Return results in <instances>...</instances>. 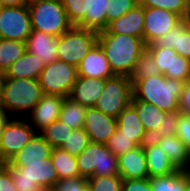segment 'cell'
Segmentation results:
<instances>
[{"mask_svg": "<svg viewBox=\"0 0 190 191\" xmlns=\"http://www.w3.org/2000/svg\"><path fill=\"white\" fill-rule=\"evenodd\" d=\"M131 104L135 107L143 127L150 137L163 121L164 114L160 108L146 101L137 100L132 96Z\"/></svg>", "mask_w": 190, "mask_h": 191, "instance_id": "484cf974", "label": "cell"}, {"mask_svg": "<svg viewBox=\"0 0 190 191\" xmlns=\"http://www.w3.org/2000/svg\"><path fill=\"white\" fill-rule=\"evenodd\" d=\"M117 129L138 145H143L150 137L147 135L135 107L130 103L117 116Z\"/></svg>", "mask_w": 190, "mask_h": 191, "instance_id": "603a6c76", "label": "cell"}, {"mask_svg": "<svg viewBox=\"0 0 190 191\" xmlns=\"http://www.w3.org/2000/svg\"><path fill=\"white\" fill-rule=\"evenodd\" d=\"M157 47L174 49L190 60V25L188 18L182 19L170 32L153 42Z\"/></svg>", "mask_w": 190, "mask_h": 191, "instance_id": "44dd1931", "label": "cell"}, {"mask_svg": "<svg viewBox=\"0 0 190 191\" xmlns=\"http://www.w3.org/2000/svg\"><path fill=\"white\" fill-rule=\"evenodd\" d=\"M27 5L32 30L59 37L73 26L61 0L31 2Z\"/></svg>", "mask_w": 190, "mask_h": 191, "instance_id": "277c9868", "label": "cell"}, {"mask_svg": "<svg viewBox=\"0 0 190 191\" xmlns=\"http://www.w3.org/2000/svg\"><path fill=\"white\" fill-rule=\"evenodd\" d=\"M152 191H187L189 181L182 169L175 172L149 178Z\"/></svg>", "mask_w": 190, "mask_h": 191, "instance_id": "f1b7e54d", "label": "cell"}, {"mask_svg": "<svg viewBox=\"0 0 190 191\" xmlns=\"http://www.w3.org/2000/svg\"><path fill=\"white\" fill-rule=\"evenodd\" d=\"M122 182L119 175L92 176L87 179L89 191H122Z\"/></svg>", "mask_w": 190, "mask_h": 191, "instance_id": "8d00e7d4", "label": "cell"}, {"mask_svg": "<svg viewBox=\"0 0 190 191\" xmlns=\"http://www.w3.org/2000/svg\"><path fill=\"white\" fill-rule=\"evenodd\" d=\"M0 191H17L10 170L6 166L0 171Z\"/></svg>", "mask_w": 190, "mask_h": 191, "instance_id": "bcb514c9", "label": "cell"}, {"mask_svg": "<svg viewBox=\"0 0 190 191\" xmlns=\"http://www.w3.org/2000/svg\"><path fill=\"white\" fill-rule=\"evenodd\" d=\"M51 159L59 179H67L80 175L76 156L69 152L61 148H53Z\"/></svg>", "mask_w": 190, "mask_h": 191, "instance_id": "4dcf8cb0", "label": "cell"}, {"mask_svg": "<svg viewBox=\"0 0 190 191\" xmlns=\"http://www.w3.org/2000/svg\"><path fill=\"white\" fill-rule=\"evenodd\" d=\"M117 129V119L94 107L87 108L84 130L91 142L106 144Z\"/></svg>", "mask_w": 190, "mask_h": 191, "instance_id": "5bb4252c", "label": "cell"}, {"mask_svg": "<svg viewBox=\"0 0 190 191\" xmlns=\"http://www.w3.org/2000/svg\"><path fill=\"white\" fill-rule=\"evenodd\" d=\"M28 3H31V2H38V1H47V0H27Z\"/></svg>", "mask_w": 190, "mask_h": 191, "instance_id": "11a10c76", "label": "cell"}, {"mask_svg": "<svg viewBox=\"0 0 190 191\" xmlns=\"http://www.w3.org/2000/svg\"><path fill=\"white\" fill-rule=\"evenodd\" d=\"M109 0H89V13L78 25L80 28L92 30L97 33L106 29V12Z\"/></svg>", "mask_w": 190, "mask_h": 191, "instance_id": "83f0119b", "label": "cell"}, {"mask_svg": "<svg viewBox=\"0 0 190 191\" xmlns=\"http://www.w3.org/2000/svg\"><path fill=\"white\" fill-rule=\"evenodd\" d=\"M183 172L188 177L189 185H190V165H186V167L183 169Z\"/></svg>", "mask_w": 190, "mask_h": 191, "instance_id": "816d5d0a", "label": "cell"}, {"mask_svg": "<svg viewBox=\"0 0 190 191\" xmlns=\"http://www.w3.org/2000/svg\"><path fill=\"white\" fill-rule=\"evenodd\" d=\"M6 112L0 107V138L2 135L3 128L8 120Z\"/></svg>", "mask_w": 190, "mask_h": 191, "instance_id": "681fc988", "label": "cell"}, {"mask_svg": "<svg viewBox=\"0 0 190 191\" xmlns=\"http://www.w3.org/2000/svg\"><path fill=\"white\" fill-rule=\"evenodd\" d=\"M145 155L149 178L164 176L177 170L174 164L168 159L167 154L154 140L148 139L142 145Z\"/></svg>", "mask_w": 190, "mask_h": 191, "instance_id": "7402d4cb", "label": "cell"}, {"mask_svg": "<svg viewBox=\"0 0 190 191\" xmlns=\"http://www.w3.org/2000/svg\"><path fill=\"white\" fill-rule=\"evenodd\" d=\"M78 76L107 79L114 76L102 48L96 44L77 67Z\"/></svg>", "mask_w": 190, "mask_h": 191, "instance_id": "d6986e66", "label": "cell"}, {"mask_svg": "<svg viewBox=\"0 0 190 191\" xmlns=\"http://www.w3.org/2000/svg\"><path fill=\"white\" fill-rule=\"evenodd\" d=\"M86 112L87 108L84 105L65 97L61 106L59 120L73 130L84 128Z\"/></svg>", "mask_w": 190, "mask_h": 191, "instance_id": "f546056e", "label": "cell"}, {"mask_svg": "<svg viewBox=\"0 0 190 191\" xmlns=\"http://www.w3.org/2000/svg\"><path fill=\"white\" fill-rule=\"evenodd\" d=\"M44 95L38 80L4 78L0 107L6 112L32 110Z\"/></svg>", "mask_w": 190, "mask_h": 191, "instance_id": "3957f363", "label": "cell"}, {"mask_svg": "<svg viewBox=\"0 0 190 191\" xmlns=\"http://www.w3.org/2000/svg\"><path fill=\"white\" fill-rule=\"evenodd\" d=\"M146 49L151 53L160 72L167 78L188 82L190 76V60L179 55L174 49L157 47L148 44Z\"/></svg>", "mask_w": 190, "mask_h": 191, "instance_id": "8fae6325", "label": "cell"}, {"mask_svg": "<svg viewBox=\"0 0 190 191\" xmlns=\"http://www.w3.org/2000/svg\"><path fill=\"white\" fill-rule=\"evenodd\" d=\"M76 159L80 176L84 178L119 175L118 157L105 144L90 142Z\"/></svg>", "mask_w": 190, "mask_h": 191, "instance_id": "5b68a950", "label": "cell"}, {"mask_svg": "<svg viewBox=\"0 0 190 191\" xmlns=\"http://www.w3.org/2000/svg\"><path fill=\"white\" fill-rule=\"evenodd\" d=\"M175 135L187 148H190V114L181 113L179 111Z\"/></svg>", "mask_w": 190, "mask_h": 191, "instance_id": "7bdbcfd3", "label": "cell"}, {"mask_svg": "<svg viewBox=\"0 0 190 191\" xmlns=\"http://www.w3.org/2000/svg\"><path fill=\"white\" fill-rule=\"evenodd\" d=\"M187 165H190V148H188Z\"/></svg>", "mask_w": 190, "mask_h": 191, "instance_id": "f5cc1de1", "label": "cell"}, {"mask_svg": "<svg viewBox=\"0 0 190 191\" xmlns=\"http://www.w3.org/2000/svg\"><path fill=\"white\" fill-rule=\"evenodd\" d=\"M97 44L114 75L130 77L138 57L146 50L144 39L124 34L98 33Z\"/></svg>", "mask_w": 190, "mask_h": 191, "instance_id": "6da1fadb", "label": "cell"}, {"mask_svg": "<svg viewBox=\"0 0 190 191\" xmlns=\"http://www.w3.org/2000/svg\"><path fill=\"white\" fill-rule=\"evenodd\" d=\"M72 130L58 119L45 127L39 134L52 148H59Z\"/></svg>", "mask_w": 190, "mask_h": 191, "instance_id": "836d02e7", "label": "cell"}, {"mask_svg": "<svg viewBox=\"0 0 190 191\" xmlns=\"http://www.w3.org/2000/svg\"><path fill=\"white\" fill-rule=\"evenodd\" d=\"M37 132L23 120H7L0 138V162L9 161Z\"/></svg>", "mask_w": 190, "mask_h": 191, "instance_id": "30bf717a", "label": "cell"}, {"mask_svg": "<svg viewBox=\"0 0 190 191\" xmlns=\"http://www.w3.org/2000/svg\"><path fill=\"white\" fill-rule=\"evenodd\" d=\"M104 85V79L78 76L72 86L69 98L86 108L94 107L103 92Z\"/></svg>", "mask_w": 190, "mask_h": 191, "instance_id": "2e32d148", "label": "cell"}, {"mask_svg": "<svg viewBox=\"0 0 190 191\" xmlns=\"http://www.w3.org/2000/svg\"><path fill=\"white\" fill-rule=\"evenodd\" d=\"M105 145L108 150L117 157L138 147L132 138L126 137L118 129H116L115 133L108 139Z\"/></svg>", "mask_w": 190, "mask_h": 191, "instance_id": "f35d334b", "label": "cell"}, {"mask_svg": "<svg viewBox=\"0 0 190 191\" xmlns=\"http://www.w3.org/2000/svg\"><path fill=\"white\" fill-rule=\"evenodd\" d=\"M5 167V163L4 162H0V171Z\"/></svg>", "mask_w": 190, "mask_h": 191, "instance_id": "db71d44e", "label": "cell"}, {"mask_svg": "<svg viewBox=\"0 0 190 191\" xmlns=\"http://www.w3.org/2000/svg\"><path fill=\"white\" fill-rule=\"evenodd\" d=\"M32 31L28 5L0 6V38L26 42Z\"/></svg>", "mask_w": 190, "mask_h": 191, "instance_id": "9c48e42d", "label": "cell"}, {"mask_svg": "<svg viewBox=\"0 0 190 191\" xmlns=\"http://www.w3.org/2000/svg\"><path fill=\"white\" fill-rule=\"evenodd\" d=\"M11 175L27 176L45 191H50L59 180L51 157L35 162H5Z\"/></svg>", "mask_w": 190, "mask_h": 191, "instance_id": "7c38bea8", "label": "cell"}, {"mask_svg": "<svg viewBox=\"0 0 190 191\" xmlns=\"http://www.w3.org/2000/svg\"><path fill=\"white\" fill-rule=\"evenodd\" d=\"M144 19V42L146 45L170 32L182 20L176 13L153 7H144Z\"/></svg>", "mask_w": 190, "mask_h": 191, "instance_id": "4fadbf2b", "label": "cell"}, {"mask_svg": "<svg viewBox=\"0 0 190 191\" xmlns=\"http://www.w3.org/2000/svg\"><path fill=\"white\" fill-rule=\"evenodd\" d=\"M162 74L151 53L146 49L137 59L135 67L129 77L132 85L142 78H150Z\"/></svg>", "mask_w": 190, "mask_h": 191, "instance_id": "d6a6232c", "label": "cell"}, {"mask_svg": "<svg viewBox=\"0 0 190 191\" xmlns=\"http://www.w3.org/2000/svg\"><path fill=\"white\" fill-rule=\"evenodd\" d=\"M167 154L168 159L177 169H184L187 165L188 148L176 136H165L154 140Z\"/></svg>", "mask_w": 190, "mask_h": 191, "instance_id": "4316f807", "label": "cell"}, {"mask_svg": "<svg viewBox=\"0 0 190 191\" xmlns=\"http://www.w3.org/2000/svg\"><path fill=\"white\" fill-rule=\"evenodd\" d=\"M5 74L0 72V98L2 95L3 83H4Z\"/></svg>", "mask_w": 190, "mask_h": 191, "instance_id": "f907efd6", "label": "cell"}, {"mask_svg": "<svg viewBox=\"0 0 190 191\" xmlns=\"http://www.w3.org/2000/svg\"><path fill=\"white\" fill-rule=\"evenodd\" d=\"M179 111L181 113L190 114V83L184 84L179 100Z\"/></svg>", "mask_w": 190, "mask_h": 191, "instance_id": "7dc6e473", "label": "cell"}, {"mask_svg": "<svg viewBox=\"0 0 190 191\" xmlns=\"http://www.w3.org/2000/svg\"><path fill=\"white\" fill-rule=\"evenodd\" d=\"M25 52V42L0 38V72L5 73Z\"/></svg>", "mask_w": 190, "mask_h": 191, "instance_id": "1f68e13d", "label": "cell"}, {"mask_svg": "<svg viewBox=\"0 0 190 191\" xmlns=\"http://www.w3.org/2000/svg\"><path fill=\"white\" fill-rule=\"evenodd\" d=\"M61 95H46L44 94L40 101L31 110V119L35 127L42 131L52 122L59 119L61 106L64 100Z\"/></svg>", "mask_w": 190, "mask_h": 191, "instance_id": "ac0fdd59", "label": "cell"}, {"mask_svg": "<svg viewBox=\"0 0 190 191\" xmlns=\"http://www.w3.org/2000/svg\"><path fill=\"white\" fill-rule=\"evenodd\" d=\"M50 191H89L87 178L82 176L59 179Z\"/></svg>", "mask_w": 190, "mask_h": 191, "instance_id": "b9f144b4", "label": "cell"}, {"mask_svg": "<svg viewBox=\"0 0 190 191\" xmlns=\"http://www.w3.org/2000/svg\"><path fill=\"white\" fill-rule=\"evenodd\" d=\"M179 111L166 112L163 121L155 132L150 136L151 140L165 136H173L176 133Z\"/></svg>", "mask_w": 190, "mask_h": 191, "instance_id": "ab89813d", "label": "cell"}, {"mask_svg": "<svg viewBox=\"0 0 190 191\" xmlns=\"http://www.w3.org/2000/svg\"><path fill=\"white\" fill-rule=\"evenodd\" d=\"M77 77V67L64 61L54 60L41 71L38 82L46 95L69 97Z\"/></svg>", "mask_w": 190, "mask_h": 191, "instance_id": "ba28073f", "label": "cell"}, {"mask_svg": "<svg viewBox=\"0 0 190 191\" xmlns=\"http://www.w3.org/2000/svg\"><path fill=\"white\" fill-rule=\"evenodd\" d=\"M143 7L161 8L178 14L182 19L188 18V0H138Z\"/></svg>", "mask_w": 190, "mask_h": 191, "instance_id": "e575fe53", "label": "cell"}, {"mask_svg": "<svg viewBox=\"0 0 190 191\" xmlns=\"http://www.w3.org/2000/svg\"><path fill=\"white\" fill-rule=\"evenodd\" d=\"M144 22V7L138 4L123 16L112 20L99 33L124 34L144 39Z\"/></svg>", "mask_w": 190, "mask_h": 191, "instance_id": "9a60e30c", "label": "cell"}, {"mask_svg": "<svg viewBox=\"0 0 190 191\" xmlns=\"http://www.w3.org/2000/svg\"><path fill=\"white\" fill-rule=\"evenodd\" d=\"M190 16V0H188V17Z\"/></svg>", "mask_w": 190, "mask_h": 191, "instance_id": "9f6ffc18", "label": "cell"}, {"mask_svg": "<svg viewBox=\"0 0 190 191\" xmlns=\"http://www.w3.org/2000/svg\"><path fill=\"white\" fill-rule=\"evenodd\" d=\"M17 191H45L27 176L11 175Z\"/></svg>", "mask_w": 190, "mask_h": 191, "instance_id": "ee69618b", "label": "cell"}, {"mask_svg": "<svg viewBox=\"0 0 190 191\" xmlns=\"http://www.w3.org/2000/svg\"><path fill=\"white\" fill-rule=\"evenodd\" d=\"M28 4L27 0H0V6H21Z\"/></svg>", "mask_w": 190, "mask_h": 191, "instance_id": "c3c4849f", "label": "cell"}, {"mask_svg": "<svg viewBox=\"0 0 190 191\" xmlns=\"http://www.w3.org/2000/svg\"><path fill=\"white\" fill-rule=\"evenodd\" d=\"M53 148L37 132L34 137L18 151L10 162H35L51 157Z\"/></svg>", "mask_w": 190, "mask_h": 191, "instance_id": "d4e9b609", "label": "cell"}, {"mask_svg": "<svg viewBox=\"0 0 190 191\" xmlns=\"http://www.w3.org/2000/svg\"><path fill=\"white\" fill-rule=\"evenodd\" d=\"M90 142V138L84 128L74 129L59 148L73 156H78Z\"/></svg>", "mask_w": 190, "mask_h": 191, "instance_id": "d590c367", "label": "cell"}, {"mask_svg": "<svg viewBox=\"0 0 190 191\" xmlns=\"http://www.w3.org/2000/svg\"><path fill=\"white\" fill-rule=\"evenodd\" d=\"M58 37L32 30L26 39V51L42 59L45 65L57 60Z\"/></svg>", "mask_w": 190, "mask_h": 191, "instance_id": "ffe728a7", "label": "cell"}, {"mask_svg": "<svg viewBox=\"0 0 190 191\" xmlns=\"http://www.w3.org/2000/svg\"><path fill=\"white\" fill-rule=\"evenodd\" d=\"M118 169L122 179L149 178L146 155L142 145L118 156Z\"/></svg>", "mask_w": 190, "mask_h": 191, "instance_id": "e0dca14e", "label": "cell"}, {"mask_svg": "<svg viewBox=\"0 0 190 191\" xmlns=\"http://www.w3.org/2000/svg\"><path fill=\"white\" fill-rule=\"evenodd\" d=\"M68 19L73 26H78L89 13V0H61Z\"/></svg>", "mask_w": 190, "mask_h": 191, "instance_id": "74e56055", "label": "cell"}, {"mask_svg": "<svg viewBox=\"0 0 190 191\" xmlns=\"http://www.w3.org/2000/svg\"><path fill=\"white\" fill-rule=\"evenodd\" d=\"M185 82L163 74L142 78L132 85L133 97L154 104L164 112L179 111V100Z\"/></svg>", "mask_w": 190, "mask_h": 191, "instance_id": "7a4b0ae2", "label": "cell"}, {"mask_svg": "<svg viewBox=\"0 0 190 191\" xmlns=\"http://www.w3.org/2000/svg\"><path fill=\"white\" fill-rule=\"evenodd\" d=\"M98 33L78 26H72L58 37L57 60L78 67L86 54L95 47Z\"/></svg>", "mask_w": 190, "mask_h": 191, "instance_id": "8992f818", "label": "cell"}, {"mask_svg": "<svg viewBox=\"0 0 190 191\" xmlns=\"http://www.w3.org/2000/svg\"><path fill=\"white\" fill-rule=\"evenodd\" d=\"M45 66V63L42 62L41 58L26 51L23 56L11 64L4 74L7 78L38 80L39 75Z\"/></svg>", "mask_w": 190, "mask_h": 191, "instance_id": "cb8c5ba5", "label": "cell"}, {"mask_svg": "<svg viewBox=\"0 0 190 191\" xmlns=\"http://www.w3.org/2000/svg\"><path fill=\"white\" fill-rule=\"evenodd\" d=\"M132 96V82L129 77L114 75L105 79L103 92L94 108L106 115L117 118L125 107L131 103Z\"/></svg>", "mask_w": 190, "mask_h": 191, "instance_id": "52a82bcc", "label": "cell"}, {"mask_svg": "<svg viewBox=\"0 0 190 191\" xmlns=\"http://www.w3.org/2000/svg\"><path fill=\"white\" fill-rule=\"evenodd\" d=\"M138 5V0H109L106 12V28L108 23L117 19Z\"/></svg>", "mask_w": 190, "mask_h": 191, "instance_id": "60d3db41", "label": "cell"}, {"mask_svg": "<svg viewBox=\"0 0 190 191\" xmlns=\"http://www.w3.org/2000/svg\"><path fill=\"white\" fill-rule=\"evenodd\" d=\"M122 191H152L149 178L123 179Z\"/></svg>", "mask_w": 190, "mask_h": 191, "instance_id": "f6af8a7d", "label": "cell"}]
</instances>
